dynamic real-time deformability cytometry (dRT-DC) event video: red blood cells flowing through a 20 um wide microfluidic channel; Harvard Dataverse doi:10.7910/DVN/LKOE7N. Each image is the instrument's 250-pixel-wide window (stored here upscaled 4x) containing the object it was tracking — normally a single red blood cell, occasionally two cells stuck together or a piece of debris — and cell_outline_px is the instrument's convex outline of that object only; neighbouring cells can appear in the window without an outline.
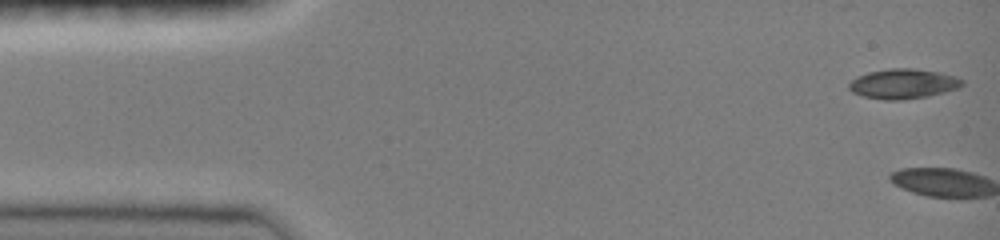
{"species": "common noctule bat (a hibernating species)", "species_latin": "Nyctalus noctula", "temperature_condition": "room temperature", "stored_images_in_passage": 2, "camera_frame_rate_fps": 3000, "um_per_image_px": 0.085, "animal": {"sex": "female", "body_mass_g": 19.0, "forearm_length_mm": 51.5}, "frame": {"image": 1, "passage_image": 1, "time_ms": 0.0, "image_size_px": [1000, 240], "cell_outline_px": [[964, 84], [956, 88], [944, 92], [928, 96], [904, 100], [884, 100], [864, 96], [852, 92], [848, 88], [848, 84], [856, 76], [868, 72], [888, 68], [912, 68], [940, 72], [956, 76], [964, 80]], "centroid_in_image_um": [76.76, 7.11], "position_along_channel_um": 8.2, "area_um2": 19.83}}